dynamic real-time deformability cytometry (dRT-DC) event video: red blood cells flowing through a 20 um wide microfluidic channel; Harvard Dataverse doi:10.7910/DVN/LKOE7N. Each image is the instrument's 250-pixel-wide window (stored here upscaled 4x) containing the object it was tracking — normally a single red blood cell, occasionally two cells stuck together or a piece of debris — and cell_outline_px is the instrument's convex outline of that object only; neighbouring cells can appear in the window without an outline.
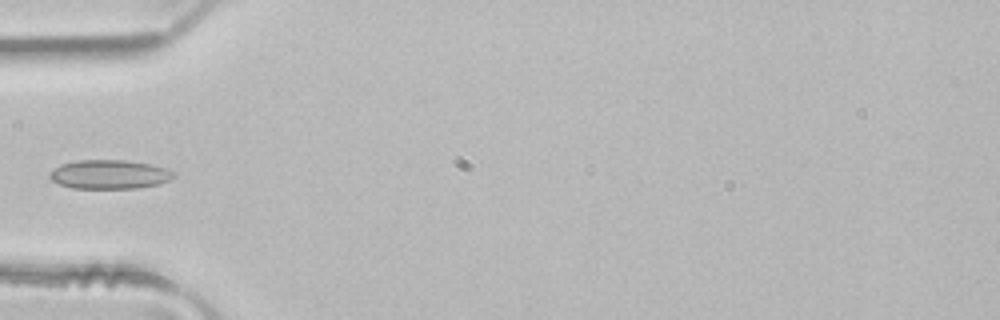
{"species": "common noctule bat (a hibernating species)", "species_latin": "Nyctalus noctula", "temperature_condition": "room temperature", "stored_images_in_passage": 2, "camera_frame_rate_fps": 3000, "um_per_image_px": 0.085, "animal": {"sex": "male", "body_mass_g": 21.5, "forearm_length_mm": 52.0}, "frame": {"image": 1, "passage_image": 2, "time_ms": 0.333, "image_size_px": [1000, 320], "cell_outline_px": [[176, 176], [168, 180], [156, 184], [136, 188], [72, 188], [60, 184], [52, 180], [48, 176], [48, 172], [60, 164], [76, 160], [124, 160], [152, 164], [168, 168]], "centroid_in_image_um": [9.27, 14.81], "position_along_channel_um": 75.7, "area_um2": 20.98}}